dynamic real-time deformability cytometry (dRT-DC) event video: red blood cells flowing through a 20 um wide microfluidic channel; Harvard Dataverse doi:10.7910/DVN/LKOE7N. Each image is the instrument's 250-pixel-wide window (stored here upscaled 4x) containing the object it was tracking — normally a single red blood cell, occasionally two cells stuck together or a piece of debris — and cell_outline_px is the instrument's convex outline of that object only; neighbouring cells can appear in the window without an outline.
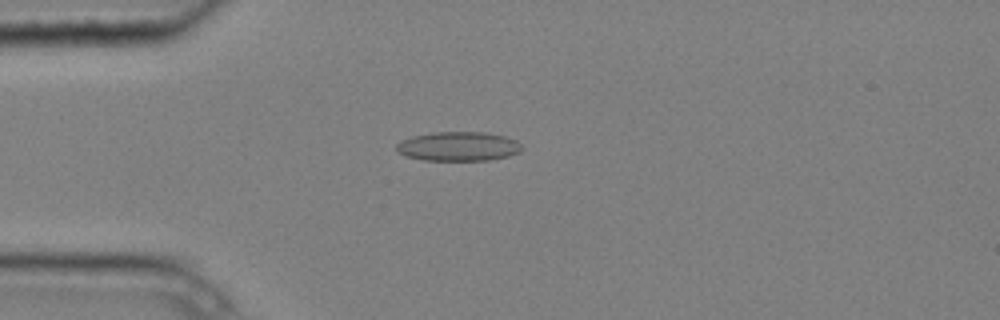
{"species": "common noctule bat (a hibernating species)", "species_latin": "Nyctalus noctula", "temperature_condition": "cold", "stored_images_in_passage": 5, "camera_frame_rate_fps": 3000, "um_per_image_px": 0.085, "animal": {"sex": "male", "body_mass_g": 20.4}, "frame": {"image": 1, "passage_image": 5, "time_ms": 1.333, "image_size_px": [1000, 320], "cell_outline_px": [[520, 152], [508, 156], [488, 160], [424, 160], [404, 156], [396, 148], [396, 144], [400, 140], [412, 136], [432, 132], [484, 132], [504, 136], [516, 140], [520, 144]], "centroid_in_image_um": [38.93, 12.44], "position_along_channel_um": 46.1, "area_um2": 21.33}}